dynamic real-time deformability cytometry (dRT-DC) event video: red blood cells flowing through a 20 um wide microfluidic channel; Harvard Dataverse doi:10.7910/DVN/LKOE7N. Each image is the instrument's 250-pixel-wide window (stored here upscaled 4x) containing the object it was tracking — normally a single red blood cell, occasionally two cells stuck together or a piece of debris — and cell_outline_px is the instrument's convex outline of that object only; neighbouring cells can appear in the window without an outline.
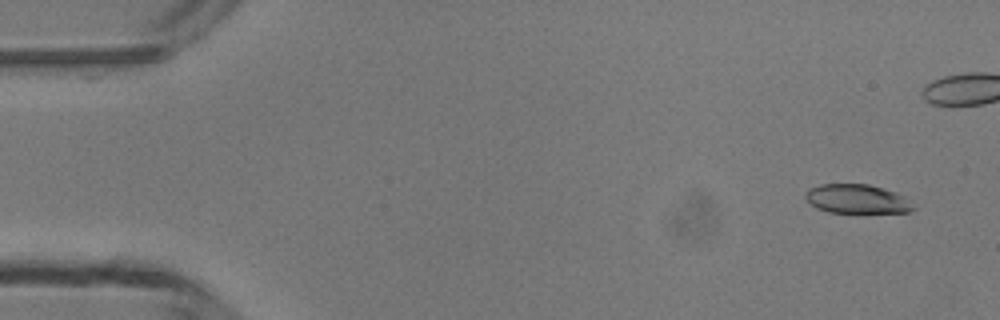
{"species": "common noctule bat (a hibernating species)", "species_latin": "Nyctalus noctula", "temperature_condition": "room temperature", "stored_images_in_passage": 5, "camera_frame_rate_fps": 3000, "um_per_image_px": 0.085, "animal": {"sex": "male", "body_mass_g": 13.3}, "frame": {"image": 1, "passage_image": 1, "time_ms": 0.0, "image_size_px": [1000, 320], "cell_outline_px": [[916, 208], [908, 212], [828, 212], [816, 208], [804, 196], [808, 188], [820, 184], [868, 184], [896, 192], [904, 196]], "centroid_in_image_um": [72.83, 16.9], "position_along_channel_um": 12.2, "area_um2": 18.15}}
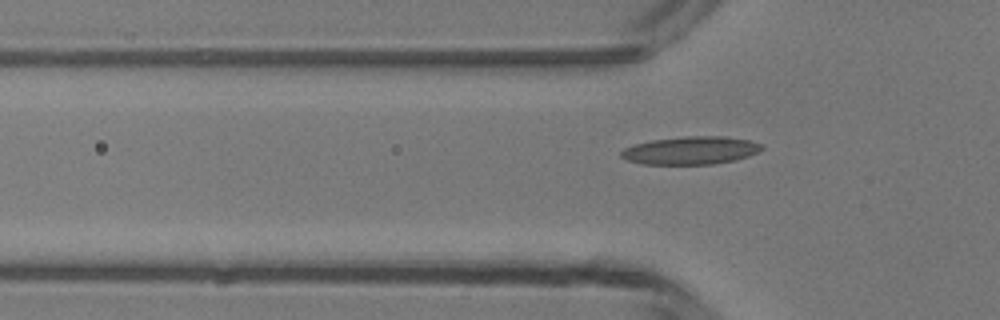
{"frame": {"image": 2, "passage_image": 5, "time_ms": 5.667, "image_size_px": [1000, 320], "cell_outline_px": [[764, 148], [748, 156], [736, 160], [712, 164], [640, 164], [628, 160], [620, 156], [620, 152], [624, 148], [636, 144], [652, 140], [684, 136], [724, 136], [748, 140], [764, 144]], "centroid_in_image_um": [58.72, 12.78], "position_along_channel_um": 67.1, "area_um2": 22.89}}